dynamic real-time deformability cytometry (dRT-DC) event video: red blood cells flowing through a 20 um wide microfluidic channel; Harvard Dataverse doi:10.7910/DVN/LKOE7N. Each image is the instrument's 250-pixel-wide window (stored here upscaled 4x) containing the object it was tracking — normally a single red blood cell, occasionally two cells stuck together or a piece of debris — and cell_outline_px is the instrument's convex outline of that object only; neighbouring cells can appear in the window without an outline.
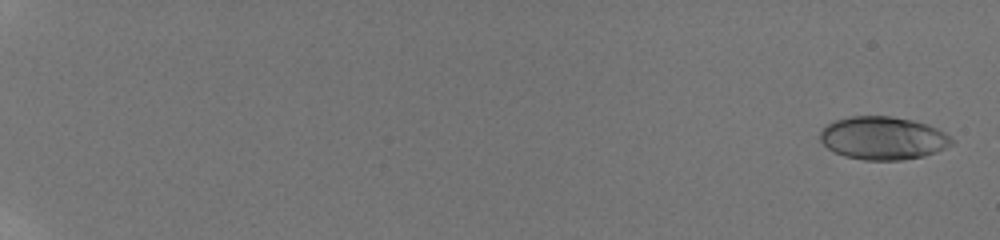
{"species": "human", "species_latin": "Homo sapiens", "temperature_condition": "room temperature", "stored_images_in_passage": 25, "camera_frame_rate_fps": 3000, "um_per_image_px": 0.085, "donor": {"sex": "male"}, "frame": {"image": 1, "passage_image": 1, "time_ms": 0.0, "image_size_px": [1000, 240], "cell_outline_px": [[952, 144], [936, 152], [924, 156], [904, 160], [864, 160], [844, 156], [828, 148], [820, 140], [820, 132], [832, 120], [852, 116], [892, 116], [912, 120], [928, 124], [944, 132], [952, 140]], "centroid_in_image_um": [75.04, 11.74], "position_along_channel_um": 10.0, "area_um2": 32.95}}
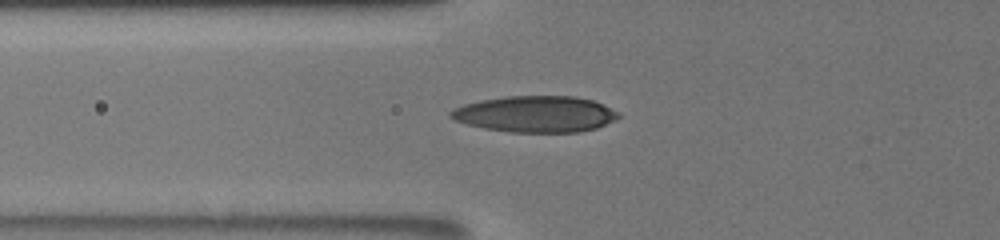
{"frame": {"image": 2, "passage_image": 16, "time_ms": 8.0, "image_size_px": [1000, 240], "cell_outline_px": [[620, 116], [616, 120], [596, 128], [580, 132], [508, 132], [484, 128], [468, 124], [456, 120], [448, 116], [448, 112], [452, 108], [464, 104], [480, 100], [504, 96], [576, 96], [592, 100], [604, 104], [620, 112]], "centroid_in_image_um": [45.53, 9.69], "position_along_channel_um": 80.3, "area_um2": 35.78}}
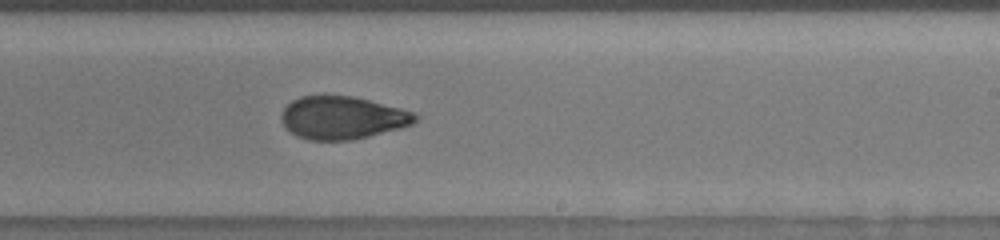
{"frame": {"image": 3, "passage_image": 25, "time_ms": 12.667, "image_size_px": [1000, 240], "cell_outline_px": [[420, 116], [412, 124], [400, 128], [352, 140], [308, 140], [296, 136], [280, 120], [280, 116], [284, 108], [292, 100], [300, 96], [352, 96], [400, 108], [412, 112]], "centroid_in_image_um": [29.08, 10.01], "position_along_channel_um": 259.9, "area_um2": 33.12}}